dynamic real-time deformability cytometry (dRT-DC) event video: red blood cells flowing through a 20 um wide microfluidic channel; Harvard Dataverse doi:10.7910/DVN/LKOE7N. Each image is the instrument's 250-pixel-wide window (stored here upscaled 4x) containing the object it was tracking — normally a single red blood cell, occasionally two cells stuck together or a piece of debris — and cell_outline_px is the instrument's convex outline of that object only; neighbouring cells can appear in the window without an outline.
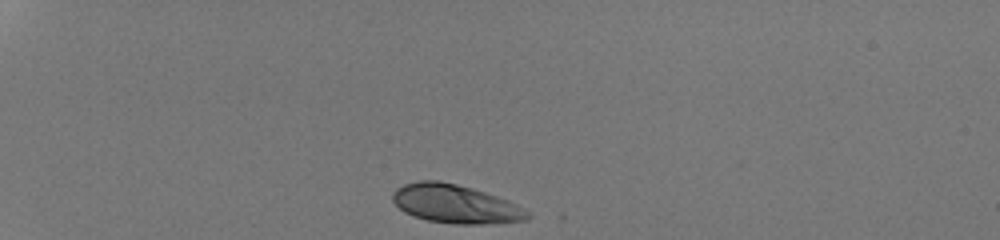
{"species": "human", "species_latin": "Homo sapiens", "temperature_condition": "room temperature", "stored_images_in_passage": 32, "camera_frame_rate_fps": 3000, "um_per_image_px": 0.085, "donor": {"sex": "male"}, "frame": {"image": 1, "passage_image": 1, "time_ms": 0.0, "image_size_px": [1000, 240], "cell_outline_px": [[532, 216], [528, 220], [480, 224], [456, 224], [428, 220], [412, 216], [404, 212], [392, 200], [392, 192], [396, 188], [404, 184], [420, 180], [440, 180], [472, 188], [508, 200], [524, 208]], "centroid_in_image_um": [38.7, 17.33], "position_along_channel_um": 46.3, "area_um2": 30.35}}
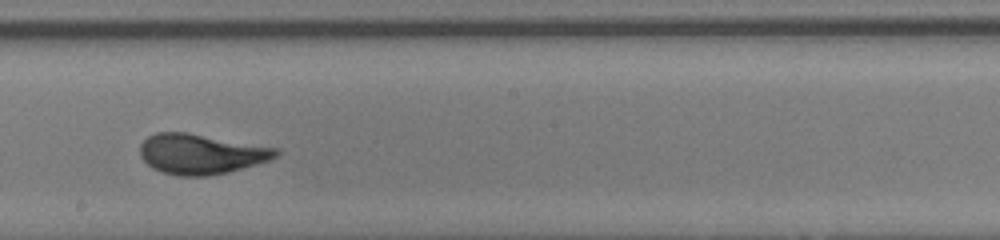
{"frame": {"image": 2, "passage_image": 19, "time_ms": 6.0, "image_size_px": [1000, 240], "cell_outline_px": [[280, 152], [276, 156], [268, 160], [256, 164], [228, 172], [208, 176], [180, 176], [160, 172], [152, 168], [140, 156], [140, 144], [148, 136], [156, 132], [188, 132], [280, 148]], "centroid_in_image_um": [17.07, 13.08], "position_along_channel_um": 231.1, "area_um2": 31.96}}
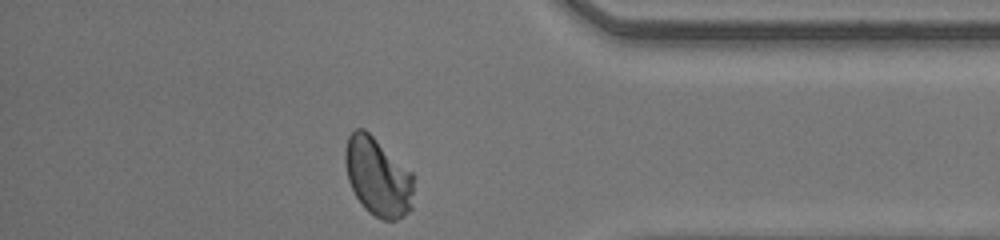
{"frame": {"image": 3, "passage_image": 32, "time_ms": 10.333, "image_size_px": [1000, 240], "cell_outline_px": [[412, 208], [404, 216], [396, 220], [380, 220], [368, 212], [364, 208], [356, 196], [348, 180], [344, 164], [344, 148], [348, 136], [356, 128], [364, 128], [412, 172]], "centroid_in_image_um": [32.08, 15.03], "position_along_channel_um": 403.1, "area_um2": 31.44}, "authors_computed_cell_mechanics": {"area_um2": 31.0675, "velocity_mm_per_s": 4.2374, "shape_relaxation_time_tau1_ms": 3.4352, "shape_relaxation_time_tau2_ms": null, "deformation_change_tau1": 0.1533, "deformation_change_tau2": null}}